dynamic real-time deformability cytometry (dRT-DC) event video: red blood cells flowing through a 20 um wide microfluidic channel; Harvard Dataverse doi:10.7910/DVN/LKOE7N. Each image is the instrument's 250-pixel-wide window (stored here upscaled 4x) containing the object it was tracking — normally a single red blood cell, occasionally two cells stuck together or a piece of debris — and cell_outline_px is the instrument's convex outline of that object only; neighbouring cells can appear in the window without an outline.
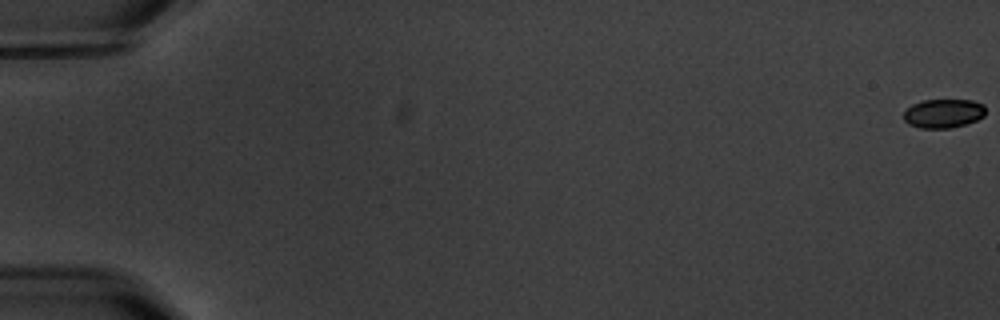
{"species": "common noctule bat (a hibernating species)", "species_latin": "Nyctalus noctula", "temperature_condition": "warm", "stored_images_in_passage": 3, "segment_of_instrument_passage": [2, 2], "camera_frame_rate_fps": 3000, "um_per_image_px": 0.085, "animal": {"sex": "male", "body_mass_g": 20.1, "forearm_length_mm": 53.5}, "frame": {"image": 1, "passage_image": 3, "time_ms": 2.333, "image_size_px": [1000, 320], "cell_outline_px": [[984, 116], [976, 120], [964, 124], [948, 128], [920, 128], [908, 124], [904, 120], [904, 112], [912, 104], [924, 100], [972, 100], [984, 104]], "centroid_in_image_um": [80.17, 9.63], "position_along_channel_um": 4.8, "area_um2": 13.7}}